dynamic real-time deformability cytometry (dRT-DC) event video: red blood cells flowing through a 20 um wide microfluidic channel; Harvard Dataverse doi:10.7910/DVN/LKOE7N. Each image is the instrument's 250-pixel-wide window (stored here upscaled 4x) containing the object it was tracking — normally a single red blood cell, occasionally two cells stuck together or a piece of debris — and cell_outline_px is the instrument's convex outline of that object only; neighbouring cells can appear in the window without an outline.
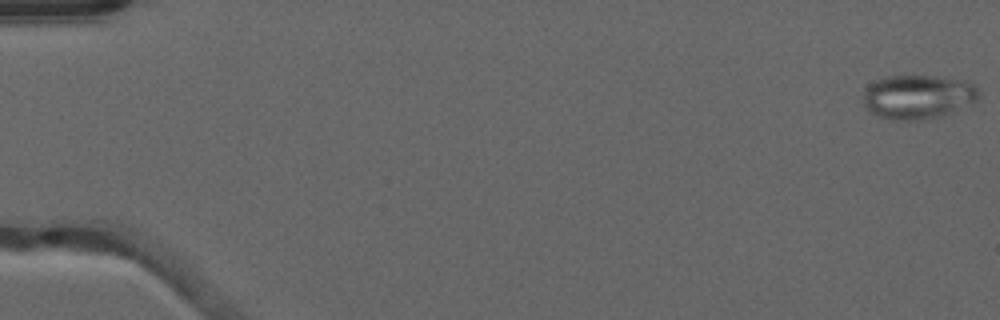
{"species": "common noctule bat (a hibernating species)", "species_latin": "Nyctalus noctula", "temperature_condition": "warm", "stored_images_in_passage": 52, "camera_frame_rate_fps": 3000, "um_per_image_px": 0.085, "animal": {"sex": "male", "forearm_length_mm": 52.5}, "frame": {"image": 1, "passage_image": 1, "time_ms": 0.0, "image_size_px": [1000, 320], "cell_outline_px": [[980, 96], [976, 100], [944, 116], [916, 120], [892, 120], [880, 116], [864, 108], [864, 92], [868, 84], [884, 76], [936, 76], [964, 80], [972, 84], [980, 92]], "centroid_in_image_um": [78.01, 8.22], "position_along_channel_um": 7.0, "area_um2": 29.71}}
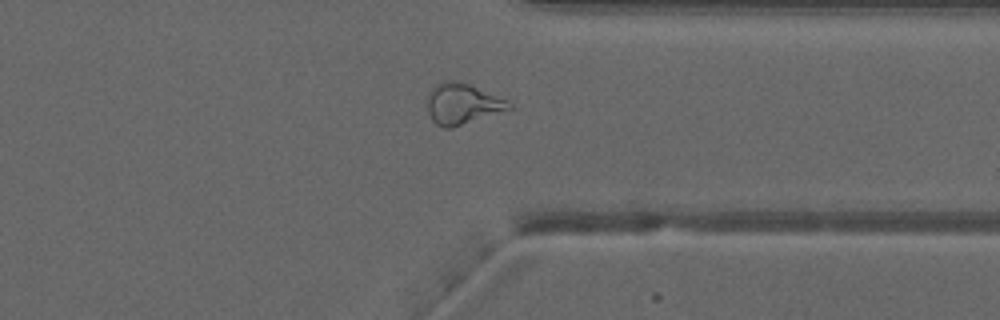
{"frame": {"image": 2, "passage_image": 41, "time_ms": 13.333, "image_size_px": [1000, 320], "cell_outline_px": [[512, 108], [452, 128], [444, 128], [436, 124], [432, 120], [428, 112], [428, 92], [436, 84], [444, 80], [456, 80], [468, 84], [508, 100], [512, 104]], "centroid_in_image_um": [39.28, 8.82], "position_along_channel_um": 372.1, "area_um2": 19.31}}
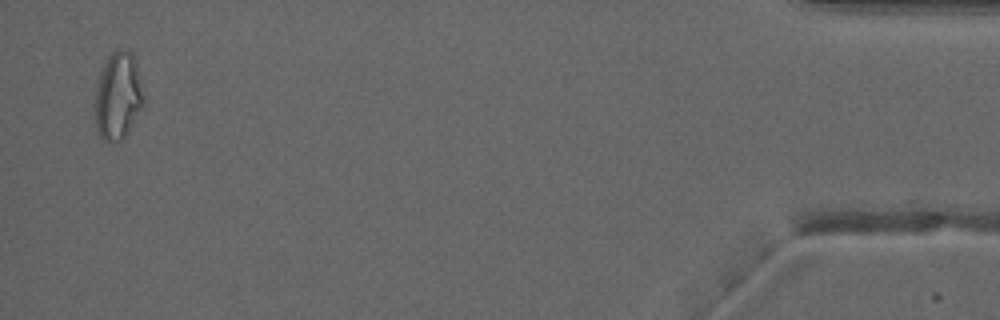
{"frame": {"image": 3, "passage_image": 51, "time_ms": 16.667, "image_size_px": [1000, 320], "cell_outline_px": [[144, 100], [124, 136], [120, 140], [104, 140], [100, 136], [96, 128], [92, 104], [92, 100], [96, 84], [100, 72], [108, 56], [116, 48], [128, 48], [132, 52], [136, 64], [144, 96]], "centroid_in_image_um": [9.96, 8.08], "position_along_channel_um": 425.2, "area_um2": 24.85}, "authors_computed_cell_mechanics": {"area_um2": 22.6865, "velocity_mm_per_s": 4.0185, "shape_relaxation_time_tau1_ms": null, "shape_relaxation_time_tau2_ms": 2.0424, "deformation_change_tau1": null, "deformation_change_tau2": 0.0882}}